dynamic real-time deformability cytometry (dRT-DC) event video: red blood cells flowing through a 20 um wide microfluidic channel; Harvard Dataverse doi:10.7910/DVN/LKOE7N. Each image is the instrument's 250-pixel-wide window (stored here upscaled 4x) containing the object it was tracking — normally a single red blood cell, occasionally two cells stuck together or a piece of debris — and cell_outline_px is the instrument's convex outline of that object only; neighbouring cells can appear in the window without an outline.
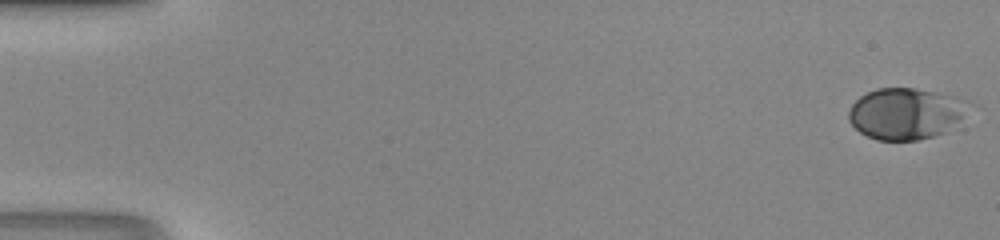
{"species": "human", "species_latin": "Homo sapiens", "temperature_condition": "room temperature", "stored_images_in_passage": 48, "camera_frame_rate_fps": 3000, "um_per_image_px": 0.085, "donor": {"sex": "male"}, "frame": {"image": 1, "passage_image": 1, "time_ms": 0.0, "image_size_px": [1000, 240], "cell_outline_px": [[960, 116], [944, 132], [932, 136], [916, 140], [876, 140], [860, 132], [848, 120], [848, 112], [852, 104], [860, 96], [876, 88], [916, 88], [948, 96]], "centroid_in_image_um": [76.68, 9.68], "position_along_channel_um": 8.3, "area_um2": 33.58}}
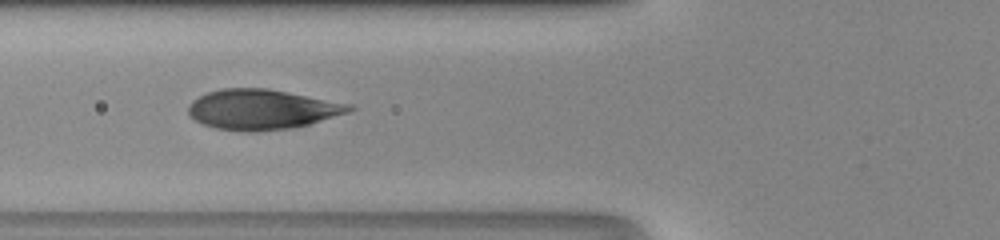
{"frame": {"image": 2, "passage_image": 20, "time_ms": 6.333, "image_size_px": [1000, 240], "cell_outline_px": [[356, 108], [348, 112], [308, 124], [292, 128], [256, 132], [248, 132], [216, 128], [204, 124], [188, 116], [188, 104], [192, 100], [208, 92], [220, 88], [268, 88], [352, 104]], "centroid_in_image_um": [22.24, 9.29], "position_along_channel_um": 103.6, "area_um2": 37.63}}
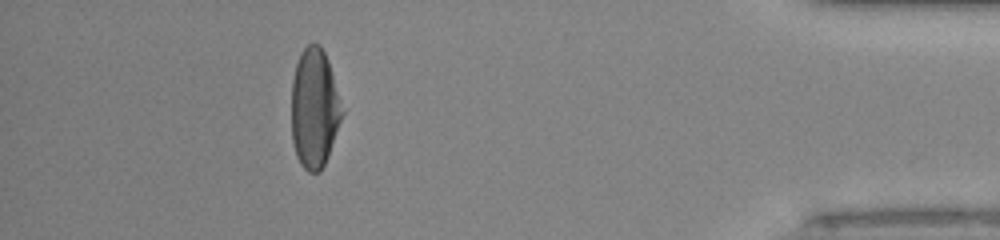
{"frame": {"image": 3, "passage_image": 44, "time_ms": 14.333, "image_size_px": [1000, 240], "cell_outline_px": [[344, 112], [328, 156], [320, 172], [308, 172], [300, 164], [296, 156], [292, 140], [292, 80], [296, 64], [300, 52], [308, 44], [320, 44], [328, 60]], "centroid_in_image_um": [26.72, 9.22], "position_along_channel_um": 408.5, "area_um2": 35.2}}